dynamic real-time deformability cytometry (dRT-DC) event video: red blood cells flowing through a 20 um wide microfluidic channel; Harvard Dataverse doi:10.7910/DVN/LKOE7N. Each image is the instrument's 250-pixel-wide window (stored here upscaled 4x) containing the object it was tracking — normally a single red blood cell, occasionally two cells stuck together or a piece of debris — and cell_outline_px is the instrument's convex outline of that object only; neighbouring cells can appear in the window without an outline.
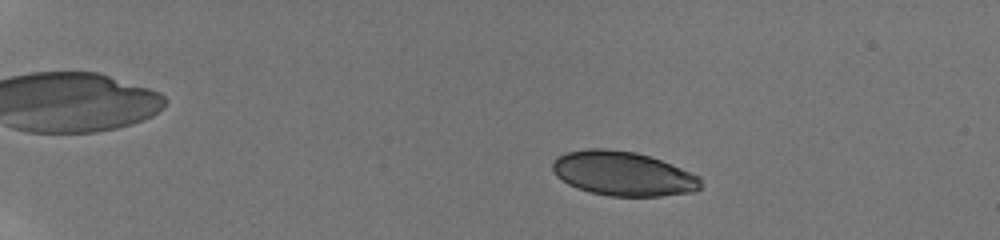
{"species": "human", "species_latin": "Homo sapiens", "temperature_condition": "room temperature", "stored_images_in_passage": 19, "camera_frame_rate_fps": 3000, "um_per_image_px": 0.085, "donor": {"sex": "male"}, "frame": {"image": 1, "passage_image": 11, "time_ms": 3.667, "image_size_px": [1000, 240], "cell_outline_px": [[700, 188], [696, 192], [660, 196], [608, 196], [588, 192], [576, 188], [568, 184], [556, 176], [552, 168], [552, 160], [556, 156], [568, 152], [588, 148], [608, 148], [636, 152], [660, 160], [700, 176]], "centroid_in_image_um": [52.92, 14.76], "position_along_channel_um": 32.1, "area_um2": 38.49}}
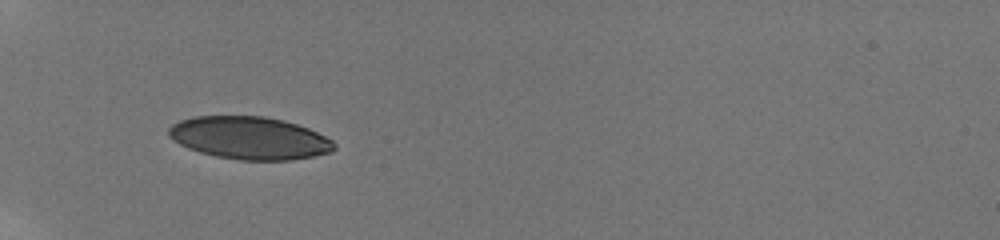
{"frame": {"image": 2, "passage_image": 16, "time_ms": 7.0, "image_size_px": [1000, 240], "cell_outline_px": [[336, 148], [332, 152], [292, 160], [240, 160], [216, 156], [200, 152], [188, 148], [172, 140], [168, 136], [168, 128], [172, 124], [180, 120], [196, 116], [264, 116], [284, 120], [308, 128], [332, 140], [336, 144]], "centroid_in_image_um": [21.2, 11.73], "position_along_channel_um": 63.8, "area_um2": 41.15}}
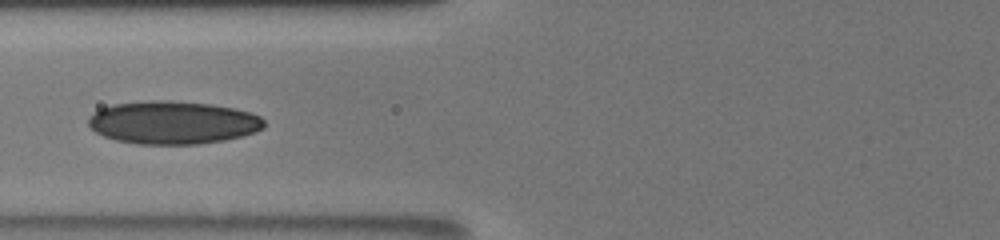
{"frame": {"image": 3, "passage_image": 18, "time_ms": 8.667, "image_size_px": [1000, 240], "cell_outline_px": [[264, 128], [256, 132], [244, 136], [224, 140], [200, 144], [136, 144], [116, 140], [104, 136], [96, 132], [88, 124], [88, 116], [92, 112], [100, 108], [112, 104], [148, 100], [168, 100], [212, 104], [236, 108], [260, 116], [264, 120]], "centroid_in_image_um": [14.69, 10.41], "position_along_channel_um": 111.1, "area_um2": 44.45}}